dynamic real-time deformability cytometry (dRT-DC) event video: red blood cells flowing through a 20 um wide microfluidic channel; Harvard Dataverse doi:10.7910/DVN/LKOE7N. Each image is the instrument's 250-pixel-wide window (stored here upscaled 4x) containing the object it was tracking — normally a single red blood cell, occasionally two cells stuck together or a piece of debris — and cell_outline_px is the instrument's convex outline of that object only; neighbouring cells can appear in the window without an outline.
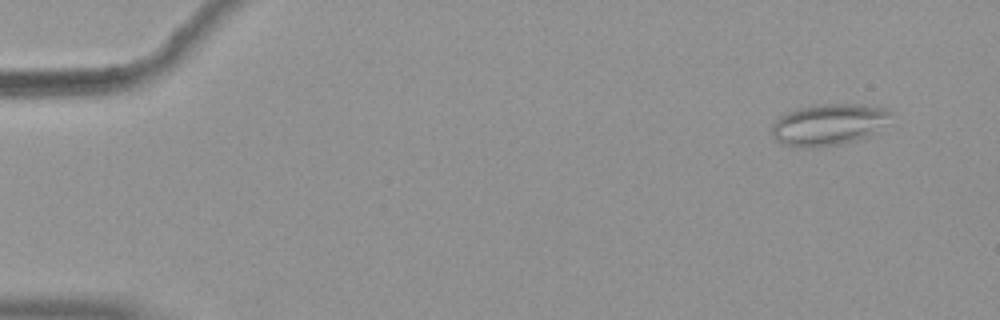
{"species": "common noctule bat (a hibernating species)", "species_latin": "Nyctalus noctula", "temperature_condition": "warm", "stored_images_in_passage": 54, "camera_frame_rate_fps": 3000, "um_per_image_px": 0.085, "animal": {"sex": "female", "body_mass_g": 19.9}, "frame": {"image": 1, "passage_image": 4, "time_ms": 1.0, "image_size_px": [1000, 320], "cell_outline_px": [[888, 112], [876, 132], [868, 136], [856, 140], [840, 144], [784, 144], [776, 140], [772, 136], [772, 124], [784, 112], [796, 108], [816, 104], [864, 104], [888, 108]], "centroid_in_image_um": [70.38, 10.52], "position_along_channel_um": 14.6, "area_um2": 27.63}}
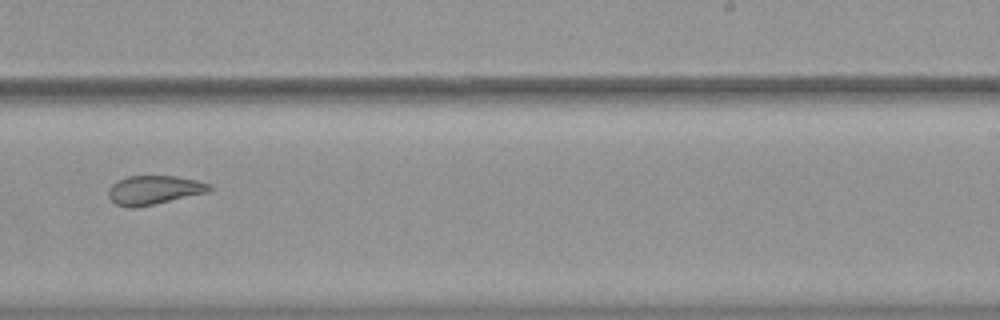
{"frame": {"image": 2, "passage_image": 35, "time_ms": 11.333, "image_size_px": [1000, 320], "cell_outline_px": [[212, 188], [208, 192], [136, 208], [128, 208], [116, 204], [108, 196], [108, 192], [112, 184], [116, 180], [128, 176], [176, 176], [196, 180], [212, 184]], "centroid_in_image_um": [13.08, 16.15], "position_along_channel_um": 275.9, "area_um2": 17.05}}
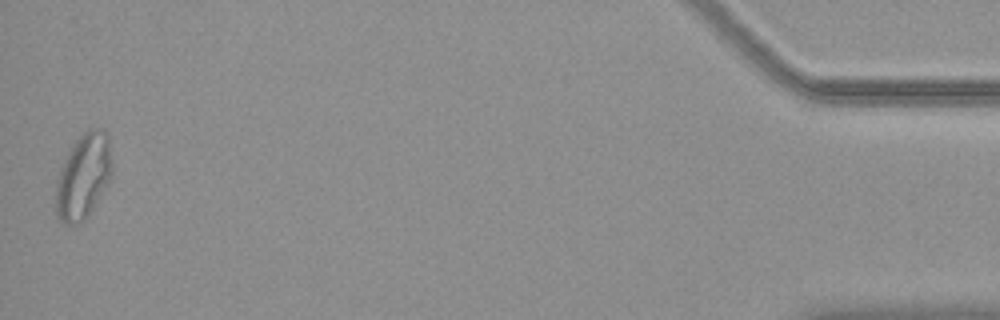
{"frame": {"image": 3, "passage_image": 54, "time_ms": 17.667, "image_size_px": [1000, 320], "cell_outline_px": [[112, 176], [88, 216], [84, 220], [76, 224], [64, 224], [56, 220], [56, 180], [64, 160], [72, 144], [88, 128], [104, 128], [108, 132], [112, 160]], "centroid_in_image_um": [7.09, 14.97], "position_along_channel_um": 428.1, "area_um2": 28.26}, "authors_computed_cell_mechanics": {"area_um2": 22.4264, "velocity_mm_per_s": 3.7423, "shape_relaxation_time_tau1_ms": null, "shape_relaxation_time_tau2_ms": 2.3439, "deformation_change_tau1": null, "deformation_change_tau2": 0.1051}}